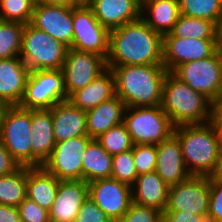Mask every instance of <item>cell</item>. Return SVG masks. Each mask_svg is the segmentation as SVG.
<instances>
[{
    "instance_id": "3",
    "label": "cell",
    "mask_w": 222,
    "mask_h": 222,
    "mask_svg": "<svg viewBox=\"0 0 222 222\" xmlns=\"http://www.w3.org/2000/svg\"><path fill=\"white\" fill-rule=\"evenodd\" d=\"M187 171L195 176H212L221 149L214 127L205 124L179 125L174 128Z\"/></svg>"
},
{
    "instance_id": "27",
    "label": "cell",
    "mask_w": 222,
    "mask_h": 222,
    "mask_svg": "<svg viewBox=\"0 0 222 222\" xmlns=\"http://www.w3.org/2000/svg\"><path fill=\"white\" fill-rule=\"evenodd\" d=\"M59 179L43 166L27 167V198L50 210L58 191Z\"/></svg>"
},
{
    "instance_id": "4",
    "label": "cell",
    "mask_w": 222,
    "mask_h": 222,
    "mask_svg": "<svg viewBox=\"0 0 222 222\" xmlns=\"http://www.w3.org/2000/svg\"><path fill=\"white\" fill-rule=\"evenodd\" d=\"M161 107L176 127L208 123L212 102L171 72H167L163 84Z\"/></svg>"
},
{
    "instance_id": "5",
    "label": "cell",
    "mask_w": 222,
    "mask_h": 222,
    "mask_svg": "<svg viewBox=\"0 0 222 222\" xmlns=\"http://www.w3.org/2000/svg\"><path fill=\"white\" fill-rule=\"evenodd\" d=\"M31 110L0 107V141L20 166L32 167Z\"/></svg>"
},
{
    "instance_id": "46",
    "label": "cell",
    "mask_w": 222,
    "mask_h": 222,
    "mask_svg": "<svg viewBox=\"0 0 222 222\" xmlns=\"http://www.w3.org/2000/svg\"><path fill=\"white\" fill-rule=\"evenodd\" d=\"M210 124L214 127L217 138L222 146V120L221 119H210Z\"/></svg>"
},
{
    "instance_id": "30",
    "label": "cell",
    "mask_w": 222,
    "mask_h": 222,
    "mask_svg": "<svg viewBox=\"0 0 222 222\" xmlns=\"http://www.w3.org/2000/svg\"><path fill=\"white\" fill-rule=\"evenodd\" d=\"M27 167L0 176V204L18 207L27 197Z\"/></svg>"
},
{
    "instance_id": "31",
    "label": "cell",
    "mask_w": 222,
    "mask_h": 222,
    "mask_svg": "<svg viewBox=\"0 0 222 222\" xmlns=\"http://www.w3.org/2000/svg\"><path fill=\"white\" fill-rule=\"evenodd\" d=\"M180 14L203 18L218 27L222 20V0H179Z\"/></svg>"
},
{
    "instance_id": "32",
    "label": "cell",
    "mask_w": 222,
    "mask_h": 222,
    "mask_svg": "<svg viewBox=\"0 0 222 222\" xmlns=\"http://www.w3.org/2000/svg\"><path fill=\"white\" fill-rule=\"evenodd\" d=\"M24 24L0 21V59L20 56Z\"/></svg>"
},
{
    "instance_id": "33",
    "label": "cell",
    "mask_w": 222,
    "mask_h": 222,
    "mask_svg": "<svg viewBox=\"0 0 222 222\" xmlns=\"http://www.w3.org/2000/svg\"><path fill=\"white\" fill-rule=\"evenodd\" d=\"M96 140L111 156L130 150L134 146L131 135L124 123L110 128Z\"/></svg>"
},
{
    "instance_id": "6",
    "label": "cell",
    "mask_w": 222,
    "mask_h": 222,
    "mask_svg": "<svg viewBox=\"0 0 222 222\" xmlns=\"http://www.w3.org/2000/svg\"><path fill=\"white\" fill-rule=\"evenodd\" d=\"M68 47L30 23L24 25L20 57L29 71L62 69Z\"/></svg>"
},
{
    "instance_id": "23",
    "label": "cell",
    "mask_w": 222,
    "mask_h": 222,
    "mask_svg": "<svg viewBox=\"0 0 222 222\" xmlns=\"http://www.w3.org/2000/svg\"><path fill=\"white\" fill-rule=\"evenodd\" d=\"M115 95V77L112 70L106 68L86 87L73 92L68 100L79 109L88 111Z\"/></svg>"
},
{
    "instance_id": "28",
    "label": "cell",
    "mask_w": 222,
    "mask_h": 222,
    "mask_svg": "<svg viewBox=\"0 0 222 222\" xmlns=\"http://www.w3.org/2000/svg\"><path fill=\"white\" fill-rule=\"evenodd\" d=\"M112 158L96 139H92L82 156L83 180L111 178Z\"/></svg>"
},
{
    "instance_id": "20",
    "label": "cell",
    "mask_w": 222,
    "mask_h": 222,
    "mask_svg": "<svg viewBox=\"0 0 222 222\" xmlns=\"http://www.w3.org/2000/svg\"><path fill=\"white\" fill-rule=\"evenodd\" d=\"M87 5L109 31L141 18L139 0H90Z\"/></svg>"
},
{
    "instance_id": "9",
    "label": "cell",
    "mask_w": 222,
    "mask_h": 222,
    "mask_svg": "<svg viewBox=\"0 0 222 222\" xmlns=\"http://www.w3.org/2000/svg\"><path fill=\"white\" fill-rule=\"evenodd\" d=\"M68 100L62 69L29 71L25 94L20 107L24 109H51Z\"/></svg>"
},
{
    "instance_id": "38",
    "label": "cell",
    "mask_w": 222,
    "mask_h": 222,
    "mask_svg": "<svg viewBox=\"0 0 222 222\" xmlns=\"http://www.w3.org/2000/svg\"><path fill=\"white\" fill-rule=\"evenodd\" d=\"M21 222H50L49 211L25 198L18 206Z\"/></svg>"
},
{
    "instance_id": "22",
    "label": "cell",
    "mask_w": 222,
    "mask_h": 222,
    "mask_svg": "<svg viewBox=\"0 0 222 222\" xmlns=\"http://www.w3.org/2000/svg\"><path fill=\"white\" fill-rule=\"evenodd\" d=\"M56 143L78 136H88L86 111L69 100L55 104L51 109Z\"/></svg>"
},
{
    "instance_id": "1",
    "label": "cell",
    "mask_w": 222,
    "mask_h": 222,
    "mask_svg": "<svg viewBox=\"0 0 222 222\" xmlns=\"http://www.w3.org/2000/svg\"><path fill=\"white\" fill-rule=\"evenodd\" d=\"M163 64V36L142 18L110 31L106 66Z\"/></svg>"
},
{
    "instance_id": "11",
    "label": "cell",
    "mask_w": 222,
    "mask_h": 222,
    "mask_svg": "<svg viewBox=\"0 0 222 222\" xmlns=\"http://www.w3.org/2000/svg\"><path fill=\"white\" fill-rule=\"evenodd\" d=\"M210 199V176L191 175L185 181L170 186L164 211H187L207 215Z\"/></svg>"
},
{
    "instance_id": "8",
    "label": "cell",
    "mask_w": 222,
    "mask_h": 222,
    "mask_svg": "<svg viewBox=\"0 0 222 222\" xmlns=\"http://www.w3.org/2000/svg\"><path fill=\"white\" fill-rule=\"evenodd\" d=\"M171 73L213 102L222 94V50L219 48L209 57L185 62Z\"/></svg>"
},
{
    "instance_id": "15",
    "label": "cell",
    "mask_w": 222,
    "mask_h": 222,
    "mask_svg": "<svg viewBox=\"0 0 222 222\" xmlns=\"http://www.w3.org/2000/svg\"><path fill=\"white\" fill-rule=\"evenodd\" d=\"M88 196L114 222L128 211L132 187L113 178L96 179L88 183Z\"/></svg>"
},
{
    "instance_id": "14",
    "label": "cell",
    "mask_w": 222,
    "mask_h": 222,
    "mask_svg": "<svg viewBox=\"0 0 222 222\" xmlns=\"http://www.w3.org/2000/svg\"><path fill=\"white\" fill-rule=\"evenodd\" d=\"M106 68V60L102 56L68 48L62 66L67 97L86 87Z\"/></svg>"
},
{
    "instance_id": "49",
    "label": "cell",
    "mask_w": 222,
    "mask_h": 222,
    "mask_svg": "<svg viewBox=\"0 0 222 222\" xmlns=\"http://www.w3.org/2000/svg\"><path fill=\"white\" fill-rule=\"evenodd\" d=\"M79 4H88L90 0H76Z\"/></svg>"
},
{
    "instance_id": "50",
    "label": "cell",
    "mask_w": 222,
    "mask_h": 222,
    "mask_svg": "<svg viewBox=\"0 0 222 222\" xmlns=\"http://www.w3.org/2000/svg\"><path fill=\"white\" fill-rule=\"evenodd\" d=\"M220 48H221V50H222V40H220Z\"/></svg>"
},
{
    "instance_id": "48",
    "label": "cell",
    "mask_w": 222,
    "mask_h": 222,
    "mask_svg": "<svg viewBox=\"0 0 222 222\" xmlns=\"http://www.w3.org/2000/svg\"><path fill=\"white\" fill-rule=\"evenodd\" d=\"M219 39L222 40V20H221V23L219 25Z\"/></svg>"
},
{
    "instance_id": "36",
    "label": "cell",
    "mask_w": 222,
    "mask_h": 222,
    "mask_svg": "<svg viewBox=\"0 0 222 222\" xmlns=\"http://www.w3.org/2000/svg\"><path fill=\"white\" fill-rule=\"evenodd\" d=\"M133 158L138 175L155 171L157 163L156 145L135 144L133 146Z\"/></svg>"
},
{
    "instance_id": "51",
    "label": "cell",
    "mask_w": 222,
    "mask_h": 222,
    "mask_svg": "<svg viewBox=\"0 0 222 222\" xmlns=\"http://www.w3.org/2000/svg\"><path fill=\"white\" fill-rule=\"evenodd\" d=\"M139 1H140V3H143V2L148 1V0H139Z\"/></svg>"
},
{
    "instance_id": "13",
    "label": "cell",
    "mask_w": 222,
    "mask_h": 222,
    "mask_svg": "<svg viewBox=\"0 0 222 222\" xmlns=\"http://www.w3.org/2000/svg\"><path fill=\"white\" fill-rule=\"evenodd\" d=\"M220 48V39H195L163 36V65L168 72L177 66L213 55Z\"/></svg>"
},
{
    "instance_id": "24",
    "label": "cell",
    "mask_w": 222,
    "mask_h": 222,
    "mask_svg": "<svg viewBox=\"0 0 222 222\" xmlns=\"http://www.w3.org/2000/svg\"><path fill=\"white\" fill-rule=\"evenodd\" d=\"M125 109V103L115 95L95 108L86 111L88 137L97 139L110 128L123 123Z\"/></svg>"
},
{
    "instance_id": "34",
    "label": "cell",
    "mask_w": 222,
    "mask_h": 222,
    "mask_svg": "<svg viewBox=\"0 0 222 222\" xmlns=\"http://www.w3.org/2000/svg\"><path fill=\"white\" fill-rule=\"evenodd\" d=\"M35 5L33 0H0V21L30 23Z\"/></svg>"
},
{
    "instance_id": "29",
    "label": "cell",
    "mask_w": 222,
    "mask_h": 222,
    "mask_svg": "<svg viewBox=\"0 0 222 222\" xmlns=\"http://www.w3.org/2000/svg\"><path fill=\"white\" fill-rule=\"evenodd\" d=\"M174 37L219 39V27L212 21L180 15L170 32Z\"/></svg>"
},
{
    "instance_id": "39",
    "label": "cell",
    "mask_w": 222,
    "mask_h": 222,
    "mask_svg": "<svg viewBox=\"0 0 222 222\" xmlns=\"http://www.w3.org/2000/svg\"><path fill=\"white\" fill-rule=\"evenodd\" d=\"M208 215L212 222H222V180L210 176V199Z\"/></svg>"
},
{
    "instance_id": "16",
    "label": "cell",
    "mask_w": 222,
    "mask_h": 222,
    "mask_svg": "<svg viewBox=\"0 0 222 222\" xmlns=\"http://www.w3.org/2000/svg\"><path fill=\"white\" fill-rule=\"evenodd\" d=\"M30 24L61 41L68 48L72 45V7L36 3Z\"/></svg>"
},
{
    "instance_id": "12",
    "label": "cell",
    "mask_w": 222,
    "mask_h": 222,
    "mask_svg": "<svg viewBox=\"0 0 222 222\" xmlns=\"http://www.w3.org/2000/svg\"><path fill=\"white\" fill-rule=\"evenodd\" d=\"M91 140L78 136L56 143L42 166L59 180H83L82 156Z\"/></svg>"
},
{
    "instance_id": "44",
    "label": "cell",
    "mask_w": 222,
    "mask_h": 222,
    "mask_svg": "<svg viewBox=\"0 0 222 222\" xmlns=\"http://www.w3.org/2000/svg\"><path fill=\"white\" fill-rule=\"evenodd\" d=\"M38 3L61 7H74L80 5L76 0H40Z\"/></svg>"
},
{
    "instance_id": "42",
    "label": "cell",
    "mask_w": 222,
    "mask_h": 222,
    "mask_svg": "<svg viewBox=\"0 0 222 222\" xmlns=\"http://www.w3.org/2000/svg\"><path fill=\"white\" fill-rule=\"evenodd\" d=\"M20 165L0 141V176L16 171Z\"/></svg>"
},
{
    "instance_id": "21",
    "label": "cell",
    "mask_w": 222,
    "mask_h": 222,
    "mask_svg": "<svg viewBox=\"0 0 222 222\" xmlns=\"http://www.w3.org/2000/svg\"><path fill=\"white\" fill-rule=\"evenodd\" d=\"M32 167H40L56 144L50 109H31Z\"/></svg>"
},
{
    "instance_id": "45",
    "label": "cell",
    "mask_w": 222,
    "mask_h": 222,
    "mask_svg": "<svg viewBox=\"0 0 222 222\" xmlns=\"http://www.w3.org/2000/svg\"><path fill=\"white\" fill-rule=\"evenodd\" d=\"M210 119L222 120V94L212 102Z\"/></svg>"
},
{
    "instance_id": "10",
    "label": "cell",
    "mask_w": 222,
    "mask_h": 222,
    "mask_svg": "<svg viewBox=\"0 0 222 222\" xmlns=\"http://www.w3.org/2000/svg\"><path fill=\"white\" fill-rule=\"evenodd\" d=\"M73 40L69 48L91 52L105 60L109 52L110 31L95 17L87 4L72 7Z\"/></svg>"
},
{
    "instance_id": "19",
    "label": "cell",
    "mask_w": 222,
    "mask_h": 222,
    "mask_svg": "<svg viewBox=\"0 0 222 222\" xmlns=\"http://www.w3.org/2000/svg\"><path fill=\"white\" fill-rule=\"evenodd\" d=\"M156 149L155 171L169 187L185 181L191 176L183 161L179 139L174 133L157 144Z\"/></svg>"
},
{
    "instance_id": "2",
    "label": "cell",
    "mask_w": 222,
    "mask_h": 222,
    "mask_svg": "<svg viewBox=\"0 0 222 222\" xmlns=\"http://www.w3.org/2000/svg\"><path fill=\"white\" fill-rule=\"evenodd\" d=\"M115 77V93L126 107L159 106L167 70L163 64L107 66Z\"/></svg>"
},
{
    "instance_id": "7",
    "label": "cell",
    "mask_w": 222,
    "mask_h": 222,
    "mask_svg": "<svg viewBox=\"0 0 222 222\" xmlns=\"http://www.w3.org/2000/svg\"><path fill=\"white\" fill-rule=\"evenodd\" d=\"M123 123L134 145H157L169 138L175 128L161 105L126 107Z\"/></svg>"
},
{
    "instance_id": "17",
    "label": "cell",
    "mask_w": 222,
    "mask_h": 222,
    "mask_svg": "<svg viewBox=\"0 0 222 222\" xmlns=\"http://www.w3.org/2000/svg\"><path fill=\"white\" fill-rule=\"evenodd\" d=\"M87 197L86 181L59 180L56 198L49 210L50 222H75L79 209Z\"/></svg>"
},
{
    "instance_id": "25",
    "label": "cell",
    "mask_w": 222,
    "mask_h": 222,
    "mask_svg": "<svg viewBox=\"0 0 222 222\" xmlns=\"http://www.w3.org/2000/svg\"><path fill=\"white\" fill-rule=\"evenodd\" d=\"M169 186L156 171L138 175L132 186V202L164 211Z\"/></svg>"
},
{
    "instance_id": "47",
    "label": "cell",
    "mask_w": 222,
    "mask_h": 222,
    "mask_svg": "<svg viewBox=\"0 0 222 222\" xmlns=\"http://www.w3.org/2000/svg\"><path fill=\"white\" fill-rule=\"evenodd\" d=\"M215 178L221 179L222 180V146L220 149L219 153V160H218V165L215 173L213 174Z\"/></svg>"
},
{
    "instance_id": "37",
    "label": "cell",
    "mask_w": 222,
    "mask_h": 222,
    "mask_svg": "<svg viewBox=\"0 0 222 222\" xmlns=\"http://www.w3.org/2000/svg\"><path fill=\"white\" fill-rule=\"evenodd\" d=\"M162 211L131 203L128 211L114 222H162Z\"/></svg>"
},
{
    "instance_id": "40",
    "label": "cell",
    "mask_w": 222,
    "mask_h": 222,
    "mask_svg": "<svg viewBox=\"0 0 222 222\" xmlns=\"http://www.w3.org/2000/svg\"><path fill=\"white\" fill-rule=\"evenodd\" d=\"M75 222H113L88 196L81 205Z\"/></svg>"
},
{
    "instance_id": "41",
    "label": "cell",
    "mask_w": 222,
    "mask_h": 222,
    "mask_svg": "<svg viewBox=\"0 0 222 222\" xmlns=\"http://www.w3.org/2000/svg\"><path fill=\"white\" fill-rule=\"evenodd\" d=\"M162 222H212L210 216L196 215L187 211H163Z\"/></svg>"
},
{
    "instance_id": "26",
    "label": "cell",
    "mask_w": 222,
    "mask_h": 222,
    "mask_svg": "<svg viewBox=\"0 0 222 222\" xmlns=\"http://www.w3.org/2000/svg\"><path fill=\"white\" fill-rule=\"evenodd\" d=\"M179 0H148L141 3V18L162 36L170 33L180 17Z\"/></svg>"
},
{
    "instance_id": "43",
    "label": "cell",
    "mask_w": 222,
    "mask_h": 222,
    "mask_svg": "<svg viewBox=\"0 0 222 222\" xmlns=\"http://www.w3.org/2000/svg\"><path fill=\"white\" fill-rule=\"evenodd\" d=\"M0 222H21L18 207L0 204Z\"/></svg>"
},
{
    "instance_id": "35",
    "label": "cell",
    "mask_w": 222,
    "mask_h": 222,
    "mask_svg": "<svg viewBox=\"0 0 222 222\" xmlns=\"http://www.w3.org/2000/svg\"><path fill=\"white\" fill-rule=\"evenodd\" d=\"M137 176L138 174L134 165L133 148L113 156L111 178L132 187Z\"/></svg>"
},
{
    "instance_id": "18",
    "label": "cell",
    "mask_w": 222,
    "mask_h": 222,
    "mask_svg": "<svg viewBox=\"0 0 222 222\" xmlns=\"http://www.w3.org/2000/svg\"><path fill=\"white\" fill-rule=\"evenodd\" d=\"M28 74L29 69L20 56L0 59V107L20 105Z\"/></svg>"
}]
</instances>
